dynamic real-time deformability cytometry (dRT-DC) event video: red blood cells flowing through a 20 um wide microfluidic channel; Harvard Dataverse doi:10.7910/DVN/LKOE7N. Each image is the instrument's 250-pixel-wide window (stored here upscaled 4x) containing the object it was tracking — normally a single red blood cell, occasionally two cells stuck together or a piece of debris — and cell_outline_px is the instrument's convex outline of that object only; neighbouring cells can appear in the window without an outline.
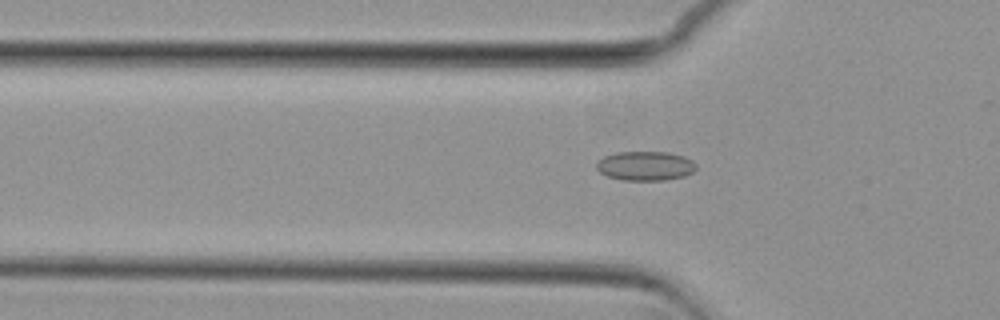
{"species": "common noctule bat (a hibernating species)", "species_latin": "Nyctalus noctula", "temperature_condition": "cold", "stored_images_in_passage": 56, "camera_frame_rate_fps": 3000, "um_per_image_px": 0.085, "animal": {"sex": "female", "body_mass_g": 29.2, "forearm_length_mm": 56.3}, "frame": {"image": 1, "passage_image": 18, "time_ms": 5.667, "image_size_px": [1000, 320], "cell_outline_px": [[696, 168], [692, 172], [684, 176], [664, 180], [624, 180], [608, 176], [600, 172], [596, 168], [596, 164], [604, 156], [616, 152], [668, 152], [684, 156], [692, 160], [696, 164]], "centroid_in_image_um": [54.86, 14.09], "position_along_channel_um": 70.9, "area_um2": 16.94}}
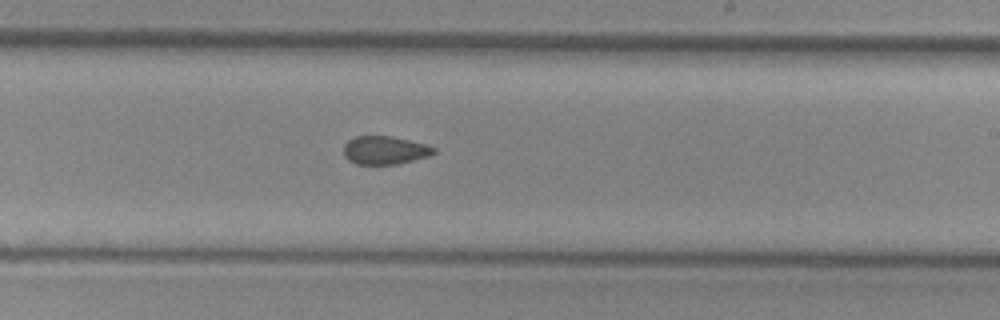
{"frame": {"image": 2, "passage_image": 33, "time_ms": 10.667, "image_size_px": [1000, 320], "cell_outline_px": [[436, 152], [428, 156], [396, 164], [356, 164], [348, 160], [344, 156], [344, 144], [348, 140], [356, 136], [392, 136], [424, 144], [436, 148]], "centroid_in_image_um": [32.68, 12.76], "position_along_channel_um": 256.3, "area_um2": 14.74}}
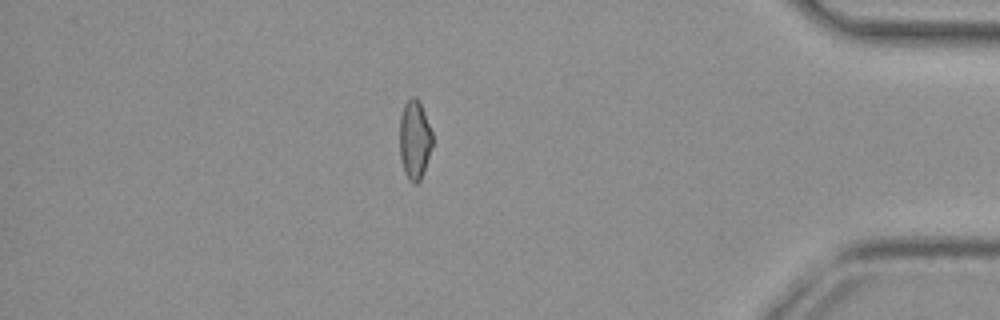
{"frame": {"image": 3, "passage_image": 48, "time_ms": 15.667, "image_size_px": [1000, 320], "cell_outline_px": [[432, 144], [420, 180], [416, 184], [412, 184], [408, 180], [404, 172], [400, 156], [400, 116], [404, 104], [412, 96], [416, 96], [424, 112], [432, 132]], "centroid_in_image_um": [35.22, 11.88], "position_along_channel_um": 400.0, "area_um2": 14.91}, "authors_computed_cell_mechanics": {"area_um2": 15.7794, "velocity_mm_per_s": 3.7027, "shape_relaxation_time_tau1_ms": null, "shape_relaxation_time_tau2_ms": 2.5901, "deformation_change_tau1": null, "deformation_change_tau2": 0.0758}}